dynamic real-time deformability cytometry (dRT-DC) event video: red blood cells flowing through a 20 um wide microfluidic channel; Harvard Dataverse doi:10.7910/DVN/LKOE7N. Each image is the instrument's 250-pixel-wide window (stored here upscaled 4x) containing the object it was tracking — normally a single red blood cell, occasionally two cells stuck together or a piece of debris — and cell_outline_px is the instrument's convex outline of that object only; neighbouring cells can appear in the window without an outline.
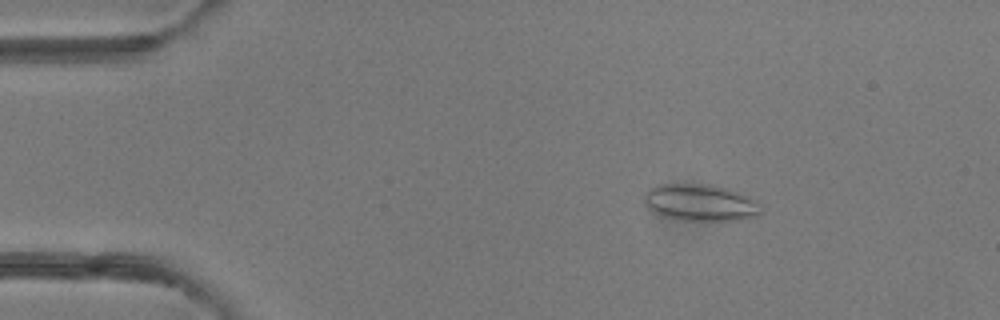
{"species": "common noctule bat (a hibernating species)", "species_latin": "Nyctalus noctula", "temperature_condition": "room temperature", "stored_images_in_passage": 4, "camera_frame_rate_fps": 3000, "um_per_image_px": 0.085, "animal": {"sex": "female"}, "frame": {"image": 1, "passage_image": 2, "time_ms": 2.0, "image_size_px": [1000, 320], "cell_outline_px": [[760, 212], [756, 216], [740, 220], [684, 220], [668, 216], [656, 212], [648, 208], [644, 204], [644, 192], [648, 188], [656, 184], [712, 184], [736, 192], [744, 196], [756, 204]], "centroid_in_image_um": [59.42, 17.21], "position_along_channel_um": 25.6, "area_um2": 24.39}}